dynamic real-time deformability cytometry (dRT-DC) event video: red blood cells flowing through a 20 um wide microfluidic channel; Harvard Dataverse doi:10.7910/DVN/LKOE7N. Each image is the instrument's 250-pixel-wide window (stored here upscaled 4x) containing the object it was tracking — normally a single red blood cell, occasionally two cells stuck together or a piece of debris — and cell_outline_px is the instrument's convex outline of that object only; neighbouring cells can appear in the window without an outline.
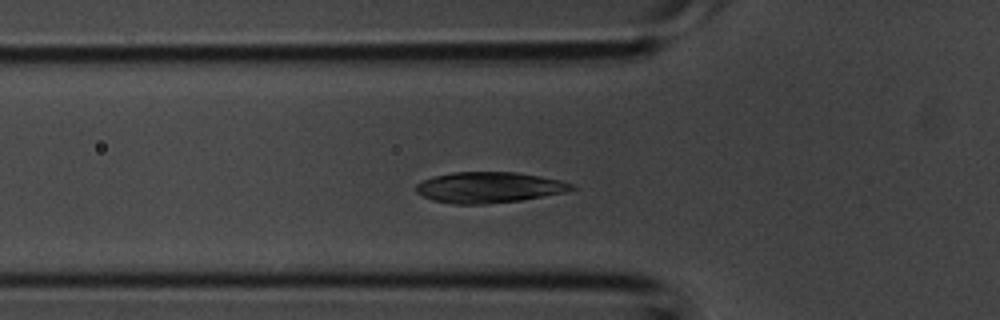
{"species": "common noctule bat (a hibernating species)", "species_latin": "Nyctalus noctula", "temperature_condition": "room temperature", "stored_images_in_passage": 29, "segment_of_instrument_passage": [1, 2], "camera_frame_rate_fps": 3000, "um_per_image_px": 0.085, "animal": {"sex": "male", "body_mass_g": 20.1, "forearm_length_mm": 53.5}, "frame": {"image": 1, "passage_image": 2, "time_ms": 0.333, "image_size_px": [1000, 320], "cell_outline_px": [[576, 188], [568, 192], [524, 200], [484, 204], [452, 204], [432, 200], [416, 192], [416, 184], [420, 180], [432, 176], [452, 172], [516, 172], [540, 176], [560, 180], [576, 184]], "centroid_in_image_um": [41.59, 15.93], "position_along_channel_um": 84.2, "area_um2": 28.38}}
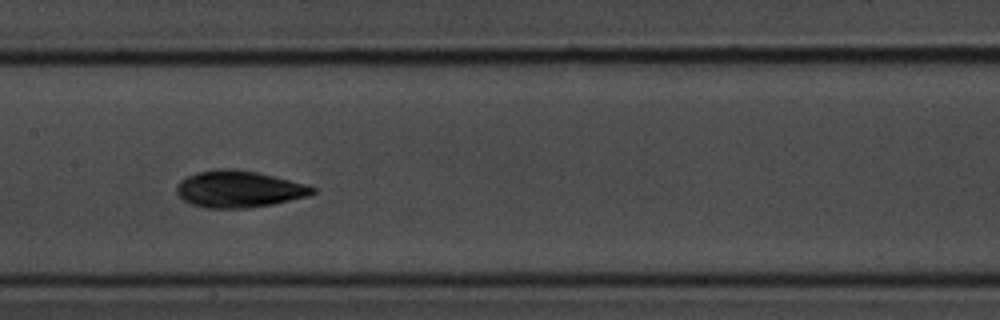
{"frame": {"image": 2, "passage_image": 8, "time_ms": 2.333, "image_size_px": [1000, 320], "cell_outline_px": [[316, 192], [308, 196], [272, 204], [248, 208], [204, 208], [192, 204], [184, 200], [176, 192], [176, 184], [184, 176], [216, 168], [236, 168], [256, 172], [308, 184], [316, 188]], "centroid_in_image_um": [20.29, 16.06], "position_along_channel_um": 187.1, "area_um2": 29.3}}
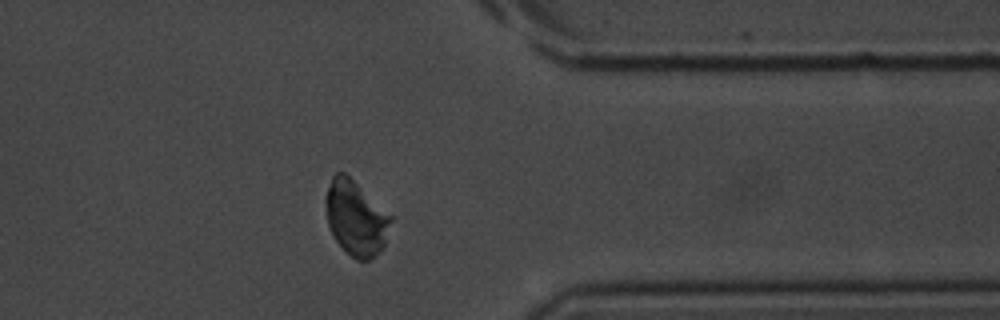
{"frame": {"image": 3, "passage_image": 20, "time_ms": 6.333, "image_size_px": [1000, 320], "cell_outline_px": [[392, 220], [384, 248], [380, 252], [368, 260], [356, 260], [336, 240], [328, 224], [324, 208], [324, 200], [332, 176], [336, 172], [344, 172], [392, 216]], "centroid_in_image_um": [30.25, 18.54], "position_along_channel_um": 381.2, "area_um2": 28.15}}